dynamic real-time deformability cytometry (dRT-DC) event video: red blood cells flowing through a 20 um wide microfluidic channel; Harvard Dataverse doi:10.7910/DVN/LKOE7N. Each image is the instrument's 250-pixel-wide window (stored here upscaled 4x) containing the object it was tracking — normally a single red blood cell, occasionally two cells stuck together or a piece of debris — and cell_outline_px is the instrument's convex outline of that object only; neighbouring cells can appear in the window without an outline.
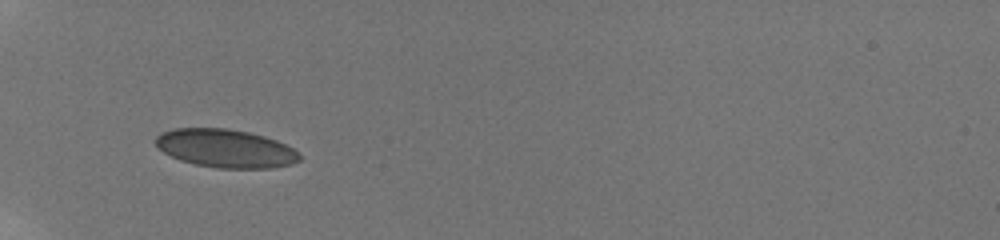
{"species": "human", "species_latin": "Homo sapiens", "temperature_condition": "room temperature", "stored_images_in_passage": 8, "camera_frame_rate_fps": 3000, "um_per_image_px": 0.085, "donor": {"sex": "male"}, "frame": {"image": 1, "passage_image": 4, "time_ms": 2.667, "image_size_px": [1000, 240], "cell_outline_px": [[300, 160], [292, 164], [272, 168], [216, 168], [196, 164], [180, 160], [156, 148], [152, 140], [160, 132], [172, 128], [228, 128], [248, 132], [264, 136], [276, 140], [300, 152]], "centroid_in_image_um": [19.13, 12.6], "position_along_channel_um": 65.9, "area_um2": 32.43}}
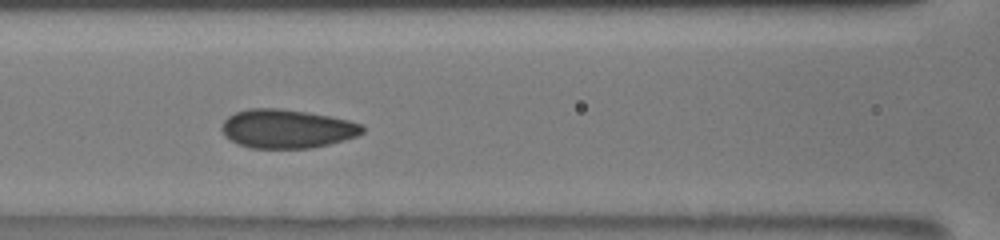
{"frame": {"image": 2, "passage_image": 7, "time_ms": 5.0, "image_size_px": [1000, 240], "cell_outline_px": [[364, 132], [356, 136], [328, 144], [312, 148], [248, 148], [236, 144], [224, 136], [220, 128], [224, 120], [228, 116], [236, 112], [248, 108], [280, 108], [308, 112], [348, 120], [364, 124]], "centroid_in_image_um": [24.35, 10.94], "position_along_channel_um": 142.3, "area_um2": 32.02}}